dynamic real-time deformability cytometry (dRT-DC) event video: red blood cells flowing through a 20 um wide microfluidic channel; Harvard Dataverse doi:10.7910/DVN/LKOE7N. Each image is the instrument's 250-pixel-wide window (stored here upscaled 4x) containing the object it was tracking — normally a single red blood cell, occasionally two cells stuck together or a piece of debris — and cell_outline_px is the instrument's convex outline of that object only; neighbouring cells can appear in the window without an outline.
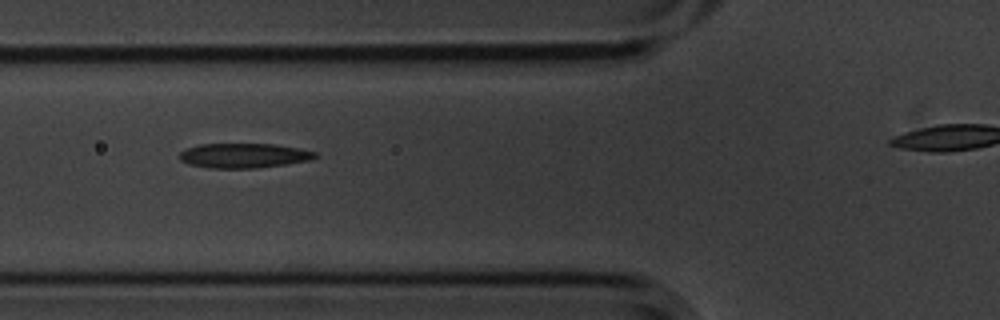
{"species": "common noctule bat (a hibernating species)", "species_latin": "Nyctalus noctula", "temperature_condition": "cold", "stored_images_in_passage": 12, "segment_of_instrument_passage": [1, 2], "camera_frame_rate_fps": 3000, "um_per_image_px": 0.085, "animal": {"sex": "male", "body_mass_g": 20.1, "forearm_length_mm": 53.5}, "frame": {"image": 1, "passage_image": 2, "time_ms": 0.333, "image_size_px": [1000, 320], "cell_outline_px": [[320, 156], [312, 160], [288, 164], [256, 168], [208, 168], [188, 164], [180, 160], [180, 152], [184, 148], [200, 144], [276, 144], [300, 148], [316, 152]], "centroid_in_image_um": [20.76, 13.22], "position_along_channel_um": 105.0, "area_um2": 19.83}}
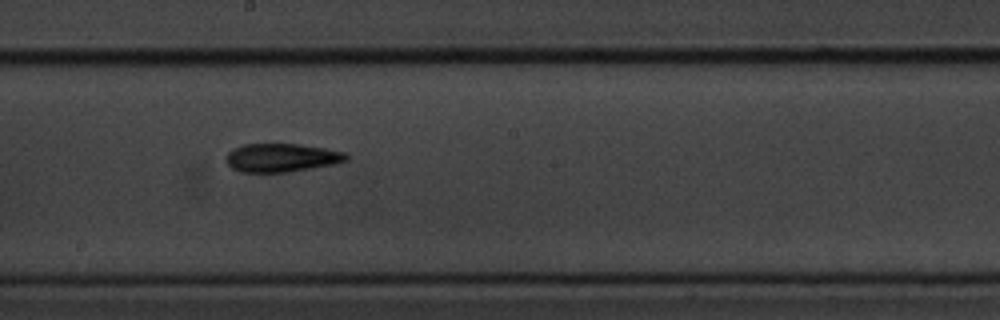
{"frame": {"image": 2, "passage_image": 5, "time_ms": 1.333, "image_size_px": [1000, 320], "cell_outline_px": [[348, 160], [336, 164], [288, 172], [240, 172], [232, 168], [228, 164], [228, 152], [232, 148], [244, 144], [300, 144], [348, 152]], "centroid_in_image_um": [23.98, 13.4], "position_along_channel_um": 224.2, "area_um2": 20.0}}
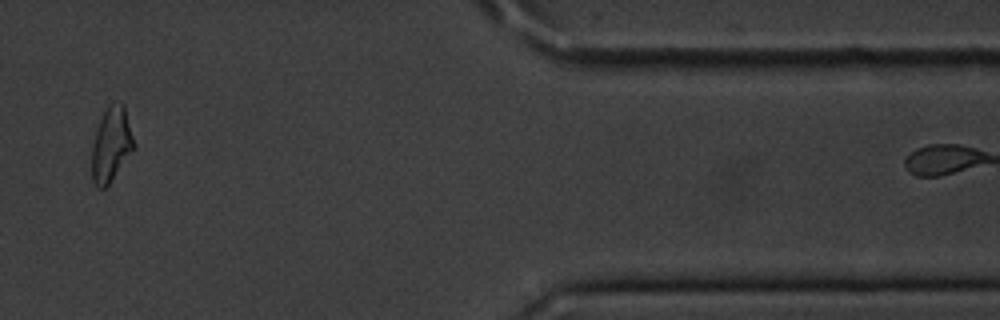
{"frame": {"image": 3, "passage_image": 11, "time_ms": 3.333, "image_size_px": [1000, 320], "cell_outline_px": [[136, 144], [132, 152], [108, 184], [104, 188], [100, 188], [92, 180], [92, 144], [96, 128], [108, 104], [124, 104]], "centroid_in_image_um": [9.46, 12.26], "position_along_channel_um": 401.9, "area_um2": 18.09}}